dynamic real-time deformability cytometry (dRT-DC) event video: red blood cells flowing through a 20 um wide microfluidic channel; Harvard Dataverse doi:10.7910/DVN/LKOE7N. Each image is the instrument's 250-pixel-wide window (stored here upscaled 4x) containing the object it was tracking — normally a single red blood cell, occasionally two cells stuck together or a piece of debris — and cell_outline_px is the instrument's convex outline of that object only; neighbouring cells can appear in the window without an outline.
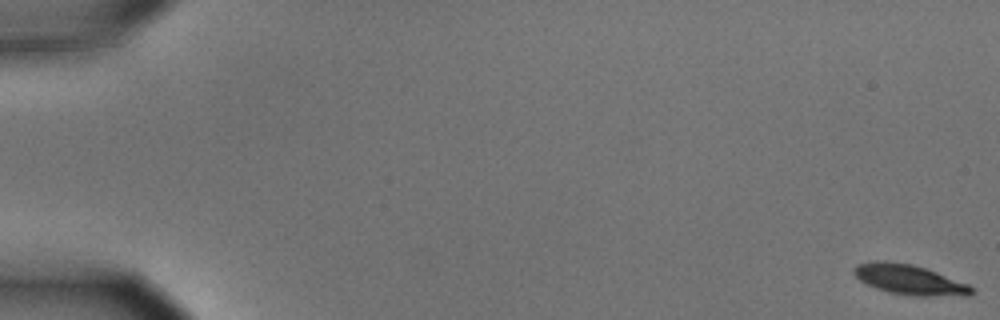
{"species": "common noctule bat (a hibernating species)", "species_latin": "Nyctalus noctula", "temperature_condition": "cold", "stored_images_in_passage": 57, "camera_frame_rate_fps": 3000, "um_per_image_px": 0.085, "animal": {"sex": "male", "body_mass_g": 15.6}, "frame": {"image": 1, "passage_image": 1, "time_ms": 0.0, "image_size_px": [1000, 320], "cell_outline_px": [[972, 292], [968, 296], [916, 296], [888, 292], [876, 288], [860, 280], [852, 272], [852, 268], [856, 264], [872, 260], [884, 260], [912, 264], [936, 272], [968, 284], [972, 288]], "centroid_in_image_um": [77.25, 23.76], "position_along_channel_um": 7.8, "area_um2": 20.58}}
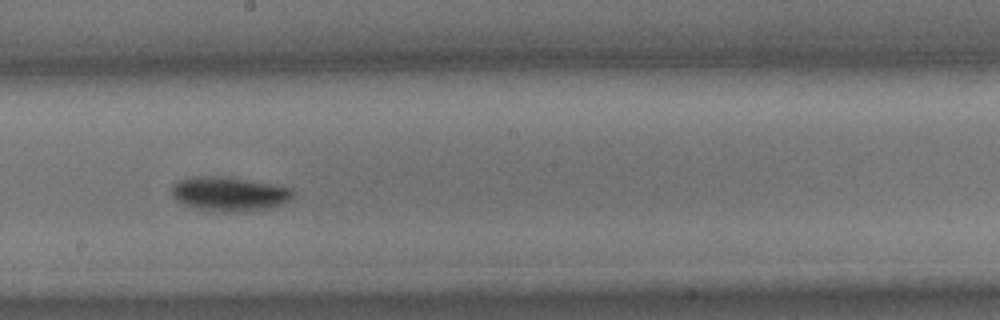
{"frame": {"image": 2, "passage_image": 33, "time_ms": 10.667, "image_size_px": [1000, 320], "cell_outline_px": [[292, 196], [284, 204], [272, 208], [244, 212], [216, 212], [196, 208], [184, 204], [176, 200], [172, 196], [172, 184], [180, 180], [192, 176], [228, 176], [292, 188]], "centroid_in_image_um": [19.47, 16.49], "position_along_channel_um": 228.7, "area_um2": 24.51}}
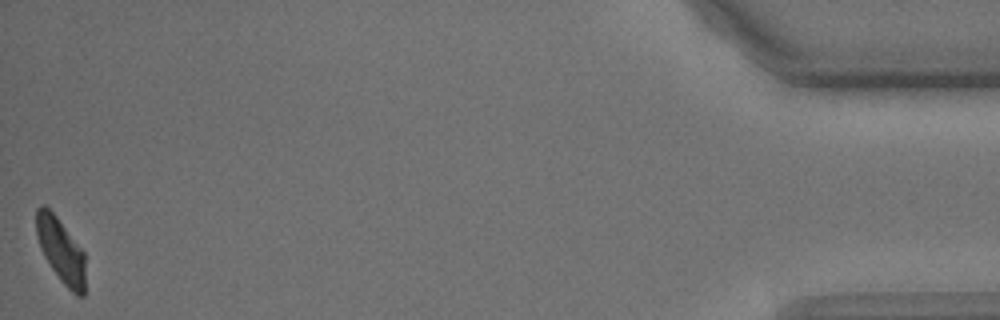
{"frame": {"image": 3, "passage_image": 57, "time_ms": 18.667, "image_size_px": [1000, 320], "cell_outline_px": [[84, 296], [76, 296], [60, 280], [44, 256], [40, 248], [36, 232], [36, 208], [40, 204], [44, 204], [56, 216], [84, 252]], "centroid_in_image_um": [5.15, 21.27], "position_along_channel_um": 430.0, "area_um2": 18.21}, "authors_computed_cell_mechanics": {"area_um2": 21.2126, "velocity_mm_per_s": 3.591, "shape_relaxation_time_tau1_ms": 2.7586, "shape_relaxation_time_tau2_ms": null, "deformation_change_tau1": 0.1206, "deformation_change_tau2": null}}